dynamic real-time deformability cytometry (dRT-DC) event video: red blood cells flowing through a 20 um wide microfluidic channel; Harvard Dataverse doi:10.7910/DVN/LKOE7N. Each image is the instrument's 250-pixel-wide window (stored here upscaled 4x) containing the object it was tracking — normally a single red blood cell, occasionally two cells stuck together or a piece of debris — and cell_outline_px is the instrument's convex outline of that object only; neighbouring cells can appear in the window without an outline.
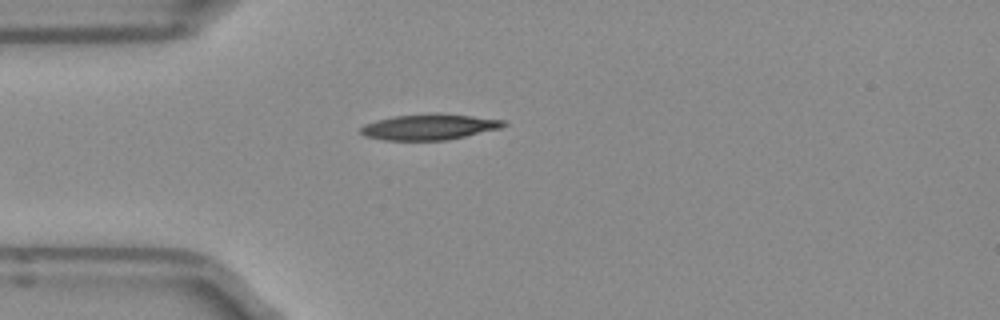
{"species": "Egyptian fruit bat (a non-hibernating species)", "species_latin": "Rousettus aegyptiacus", "temperature_condition": "room temperature", "stored_images_in_passage": 2, "camera_frame_rate_fps": 3000, "um_per_image_px": 0.085, "frame": {"image": 1, "passage_image": 1, "time_ms": 0.0, "image_size_px": [1000, 320], "cell_outline_px": [[508, 124], [500, 128], [448, 140], [384, 140], [364, 136], [360, 132], [360, 128], [364, 124], [376, 120], [396, 116], [472, 116], [504, 120]], "centroid_in_image_um": [36.45, 10.84], "position_along_channel_um": 48.6, "area_um2": 20.4}}